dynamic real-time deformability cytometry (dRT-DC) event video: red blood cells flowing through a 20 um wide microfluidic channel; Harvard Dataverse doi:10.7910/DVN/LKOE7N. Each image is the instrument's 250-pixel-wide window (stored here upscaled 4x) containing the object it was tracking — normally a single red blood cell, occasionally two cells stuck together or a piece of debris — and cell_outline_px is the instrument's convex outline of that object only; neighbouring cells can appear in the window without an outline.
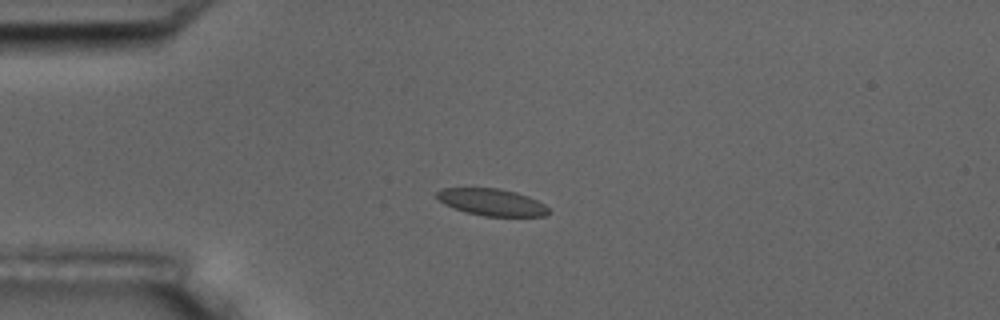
{"species": "common noctule bat (a hibernating species)", "species_latin": "Nyctalus noctula", "temperature_condition": "room temperature", "stored_images_in_passage": 5, "camera_frame_rate_fps": 3000, "um_per_image_px": 0.085, "animal": {"sex": "male", "body_mass_g": 17.5, "forearm_length_mm": 52.3}, "frame": {"image": 1, "passage_image": 4, "time_ms": 3.667, "image_size_px": [1000, 320], "cell_outline_px": [[548, 212], [544, 216], [484, 216], [468, 212], [444, 204], [436, 196], [436, 192], [440, 188], [500, 188], [516, 192], [528, 196], [544, 204], [548, 208]], "centroid_in_image_um": [41.79, 17.17], "position_along_channel_um": 43.2, "area_um2": 17.34}}